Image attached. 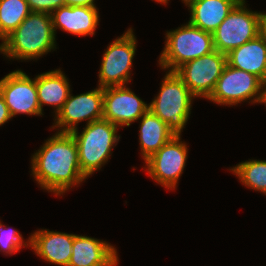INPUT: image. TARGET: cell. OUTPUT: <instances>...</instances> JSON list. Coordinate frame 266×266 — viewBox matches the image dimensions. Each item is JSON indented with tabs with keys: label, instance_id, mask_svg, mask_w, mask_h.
Masks as SVG:
<instances>
[{
	"label": "cell",
	"instance_id": "cell-29",
	"mask_svg": "<svg viewBox=\"0 0 266 266\" xmlns=\"http://www.w3.org/2000/svg\"><path fill=\"white\" fill-rule=\"evenodd\" d=\"M168 1L170 0H155V2L160 3V4H165V5L168 3Z\"/></svg>",
	"mask_w": 266,
	"mask_h": 266
},
{
	"label": "cell",
	"instance_id": "cell-25",
	"mask_svg": "<svg viewBox=\"0 0 266 266\" xmlns=\"http://www.w3.org/2000/svg\"><path fill=\"white\" fill-rule=\"evenodd\" d=\"M9 108L7 107L3 95L0 93V126L11 120Z\"/></svg>",
	"mask_w": 266,
	"mask_h": 266
},
{
	"label": "cell",
	"instance_id": "cell-12",
	"mask_svg": "<svg viewBox=\"0 0 266 266\" xmlns=\"http://www.w3.org/2000/svg\"><path fill=\"white\" fill-rule=\"evenodd\" d=\"M3 95L10 114L43 115L37 96L36 77L30 78L22 70H15L0 80Z\"/></svg>",
	"mask_w": 266,
	"mask_h": 266
},
{
	"label": "cell",
	"instance_id": "cell-10",
	"mask_svg": "<svg viewBox=\"0 0 266 266\" xmlns=\"http://www.w3.org/2000/svg\"><path fill=\"white\" fill-rule=\"evenodd\" d=\"M227 64V54L217 50L180 66L175 73L197 98L207 99Z\"/></svg>",
	"mask_w": 266,
	"mask_h": 266
},
{
	"label": "cell",
	"instance_id": "cell-27",
	"mask_svg": "<svg viewBox=\"0 0 266 266\" xmlns=\"http://www.w3.org/2000/svg\"><path fill=\"white\" fill-rule=\"evenodd\" d=\"M260 35L266 42V13L262 12L260 17Z\"/></svg>",
	"mask_w": 266,
	"mask_h": 266
},
{
	"label": "cell",
	"instance_id": "cell-11",
	"mask_svg": "<svg viewBox=\"0 0 266 266\" xmlns=\"http://www.w3.org/2000/svg\"><path fill=\"white\" fill-rule=\"evenodd\" d=\"M103 117V88L97 87L86 93L72 95L70 93L62 109L54 117L52 129L58 132H72L78 123L86 120L87 124Z\"/></svg>",
	"mask_w": 266,
	"mask_h": 266
},
{
	"label": "cell",
	"instance_id": "cell-19",
	"mask_svg": "<svg viewBox=\"0 0 266 266\" xmlns=\"http://www.w3.org/2000/svg\"><path fill=\"white\" fill-rule=\"evenodd\" d=\"M116 252L117 249L106 241L75 234L68 266H99Z\"/></svg>",
	"mask_w": 266,
	"mask_h": 266
},
{
	"label": "cell",
	"instance_id": "cell-17",
	"mask_svg": "<svg viewBox=\"0 0 266 266\" xmlns=\"http://www.w3.org/2000/svg\"><path fill=\"white\" fill-rule=\"evenodd\" d=\"M227 64L259 77L266 83V42L259 34L227 54Z\"/></svg>",
	"mask_w": 266,
	"mask_h": 266
},
{
	"label": "cell",
	"instance_id": "cell-9",
	"mask_svg": "<svg viewBox=\"0 0 266 266\" xmlns=\"http://www.w3.org/2000/svg\"><path fill=\"white\" fill-rule=\"evenodd\" d=\"M187 153L188 147L181 141V135H175L145 160L144 169L155 182L174 190L186 166Z\"/></svg>",
	"mask_w": 266,
	"mask_h": 266
},
{
	"label": "cell",
	"instance_id": "cell-3",
	"mask_svg": "<svg viewBox=\"0 0 266 266\" xmlns=\"http://www.w3.org/2000/svg\"><path fill=\"white\" fill-rule=\"evenodd\" d=\"M117 132L118 126L105 119L86 124L81 133L78 127L70 132L78 147L80 169L86 177L108 162L112 149L120 140Z\"/></svg>",
	"mask_w": 266,
	"mask_h": 266
},
{
	"label": "cell",
	"instance_id": "cell-26",
	"mask_svg": "<svg viewBox=\"0 0 266 266\" xmlns=\"http://www.w3.org/2000/svg\"><path fill=\"white\" fill-rule=\"evenodd\" d=\"M95 0H64L65 5L67 6H88L96 7Z\"/></svg>",
	"mask_w": 266,
	"mask_h": 266
},
{
	"label": "cell",
	"instance_id": "cell-2",
	"mask_svg": "<svg viewBox=\"0 0 266 266\" xmlns=\"http://www.w3.org/2000/svg\"><path fill=\"white\" fill-rule=\"evenodd\" d=\"M51 15L31 12L0 44V53L8 59L37 60L56 49Z\"/></svg>",
	"mask_w": 266,
	"mask_h": 266
},
{
	"label": "cell",
	"instance_id": "cell-6",
	"mask_svg": "<svg viewBox=\"0 0 266 266\" xmlns=\"http://www.w3.org/2000/svg\"><path fill=\"white\" fill-rule=\"evenodd\" d=\"M265 83L256 75L226 64L215 88L207 98L219 105L233 106L241 102L263 103Z\"/></svg>",
	"mask_w": 266,
	"mask_h": 266
},
{
	"label": "cell",
	"instance_id": "cell-14",
	"mask_svg": "<svg viewBox=\"0 0 266 266\" xmlns=\"http://www.w3.org/2000/svg\"><path fill=\"white\" fill-rule=\"evenodd\" d=\"M75 234L41 229L31 233L30 248L43 260L58 266H68Z\"/></svg>",
	"mask_w": 266,
	"mask_h": 266
},
{
	"label": "cell",
	"instance_id": "cell-20",
	"mask_svg": "<svg viewBox=\"0 0 266 266\" xmlns=\"http://www.w3.org/2000/svg\"><path fill=\"white\" fill-rule=\"evenodd\" d=\"M139 144L143 160L157 152L175 134L158 116L148 110L140 119Z\"/></svg>",
	"mask_w": 266,
	"mask_h": 266
},
{
	"label": "cell",
	"instance_id": "cell-16",
	"mask_svg": "<svg viewBox=\"0 0 266 266\" xmlns=\"http://www.w3.org/2000/svg\"><path fill=\"white\" fill-rule=\"evenodd\" d=\"M190 10L193 26L213 33L240 0H182Z\"/></svg>",
	"mask_w": 266,
	"mask_h": 266
},
{
	"label": "cell",
	"instance_id": "cell-1",
	"mask_svg": "<svg viewBox=\"0 0 266 266\" xmlns=\"http://www.w3.org/2000/svg\"><path fill=\"white\" fill-rule=\"evenodd\" d=\"M31 172L39 186L63 195L87 177L79 164L78 147L71 133L56 132L32 155Z\"/></svg>",
	"mask_w": 266,
	"mask_h": 266
},
{
	"label": "cell",
	"instance_id": "cell-21",
	"mask_svg": "<svg viewBox=\"0 0 266 266\" xmlns=\"http://www.w3.org/2000/svg\"><path fill=\"white\" fill-rule=\"evenodd\" d=\"M240 182L255 191L262 192L266 195V161L250 159L245 162L236 164L230 168Z\"/></svg>",
	"mask_w": 266,
	"mask_h": 266
},
{
	"label": "cell",
	"instance_id": "cell-30",
	"mask_svg": "<svg viewBox=\"0 0 266 266\" xmlns=\"http://www.w3.org/2000/svg\"><path fill=\"white\" fill-rule=\"evenodd\" d=\"M263 103L266 105V83H265V89H264V102Z\"/></svg>",
	"mask_w": 266,
	"mask_h": 266
},
{
	"label": "cell",
	"instance_id": "cell-18",
	"mask_svg": "<svg viewBox=\"0 0 266 266\" xmlns=\"http://www.w3.org/2000/svg\"><path fill=\"white\" fill-rule=\"evenodd\" d=\"M38 102L43 113V106H54L55 116L62 109L71 93L70 84L60 69L41 73L36 76Z\"/></svg>",
	"mask_w": 266,
	"mask_h": 266
},
{
	"label": "cell",
	"instance_id": "cell-8",
	"mask_svg": "<svg viewBox=\"0 0 266 266\" xmlns=\"http://www.w3.org/2000/svg\"><path fill=\"white\" fill-rule=\"evenodd\" d=\"M136 41V36L130 27L107 46L98 72L99 87L121 86L131 82L130 69L137 50Z\"/></svg>",
	"mask_w": 266,
	"mask_h": 266
},
{
	"label": "cell",
	"instance_id": "cell-23",
	"mask_svg": "<svg viewBox=\"0 0 266 266\" xmlns=\"http://www.w3.org/2000/svg\"><path fill=\"white\" fill-rule=\"evenodd\" d=\"M30 247V238L24 241L22 235L16 229L6 228L0 221V252L15 254L22 247Z\"/></svg>",
	"mask_w": 266,
	"mask_h": 266
},
{
	"label": "cell",
	"instance_id": "cell-22",
	"mask_svg": "<svg viewBox=\"0 0 266 266\" xmlns=\"http://www.w3.org/2000/svg\"><path fill=\"white\" fill-rule=\"evenodd\" d=\"M31 13L26 0H0V40H3Z\"/></svg>",
	"mask_w": 266,
	"mask_h": 266
},
{
	"label": "cell",
	"instance_id": "cell-24",
	"mask_svg": "<svg viewBox=\"0 0 266 266\" xmlns=\"http://www.w3.org/2000/svg\"><path fill=\"white\" fill-rule=\"evenodd\" d=\"M31 12H45L51 14L65 5L64 0H26Z\"/></svg>",
	"mask_w": 266,
	"mask_h": 266
},
{
	"label": "cell",
	"instance_id": "cell-28",
	"mask_svg": "<svg viewBox=\"0 0 266 266\" xmlns=\"http://www.w3.org/2000/svg\"><path fill=\"white\" fill-rule=\"evenodd\" d=\"M117 252L106 262L99 266H116L119 263Z\"/></svg>",
	"mask_w": 266,
	"mask_h": 266
},
{
	"label": "cell",
	"instance_id": "cell-7",
	"mask_svg": "<svg viewBox=\"0 0 266 266\" xmlns=\"http://www.w3.org/2000/svg\"><path fill=\"white\" fill-rule=\"evenodd\" d=\"M245 3L240 0L212 33L215 50L228 54L260 34L262 12L247 9Z\"/></svg>",
	"mask_w": 266,
	"mask_h": 266
},
{
	"label": "cell",
	"instance_id": "cell-15",
	"mask_svg": "<svg viewBox=\"0 0 266 266\" xmlns=\"http://www.w3.org/2000/svg\"><path fill=\"white\" fill-rule=\"evenodd\" d=\"M53 29H61L67 33L87 36L94 35L99 25V12L97 7L88 6H61L51 14Z\"/></svg>",
	"mask_w": 266,
	"mask_h": 266
},
{
	"label": "cell",
	"instance_id": "cell-5",
	"mask_svg": "<svg viewBox=\"0 0 266 266\" xmlns=\"http://www.w3.org/2000/svg\"><path fill=\"white\" fill-rule=\"evenodd\" d=\"M166 42L159 56L163 70L175 72L185 63L215 50L212 33L205 32L189 22L166 32Z\"/></svg>",
	"mask_w": 266,
	"mask_h": 266
},
{
	"label": "cell",
	"instance_id": "cell-4",
	"mask_svg": "<svg viewBox=\"0 0 266 266\" xmlns=\"http://www.w3.org/2000/svg\"><path fill=\"white\" fill-rule=\"evenodd\" d=\"M156 96L149 103V110L164 121L175 135H182L196 97L173 71L166 72Z\"/></svg>",
	"mask_w": 266,
	"mask_h": 266
},
{
	"label": "cell",
	"instance_id": "cell-13",
	"mask_svg": "<svg viewBox=\"0 0 266 266\" xmlns=\"http://www.w3.org/2000/svg\"><path fill=\"white\" fill-rule=\"evenodd\" d=\"M149 110L146 104L126 85L103 88V117L118 127L139 120Z\"/></svg>",
	"mask_w": 266,
	"mask_h": 266
}]
</instances>
